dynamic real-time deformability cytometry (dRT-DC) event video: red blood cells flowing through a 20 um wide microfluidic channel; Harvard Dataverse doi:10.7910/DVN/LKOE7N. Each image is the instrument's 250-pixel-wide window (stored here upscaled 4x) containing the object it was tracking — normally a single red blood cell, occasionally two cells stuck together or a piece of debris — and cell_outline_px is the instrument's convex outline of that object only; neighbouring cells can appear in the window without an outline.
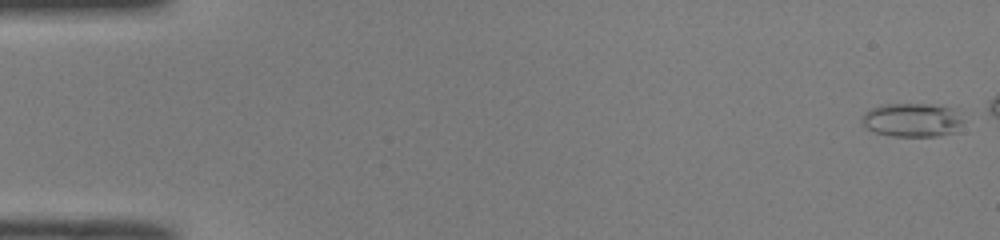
{"species": "common noctule bat (a hibernating species)", "species_latin": "Nyctalus noctula", "temperature_condition": "room temperature", "stored_images_in_passage": 42, "camera_frame_rate_fps": 3000, "um_per_image_px": 0.085, "animal": {"sex": "male", "body_mass_g": 19.0, "forearm_length_mm": 50.8}, "frame": {"image": 1, "passage_image": 1, "time_ms": 0.0, "image_size_px": [1000, 240], "cell_outline_px": [[964, 120], [960, 132], [940, 136], [892, 136], [876, 132], [868, 128], [860, 120], [872, 108], [888, 104], [928, 104], [956, 108], [960, 112]], "centroid_in_image_um": [77.68, 10.21], "position_along_channel_um": 7.3, "area_um2": 20.17}}
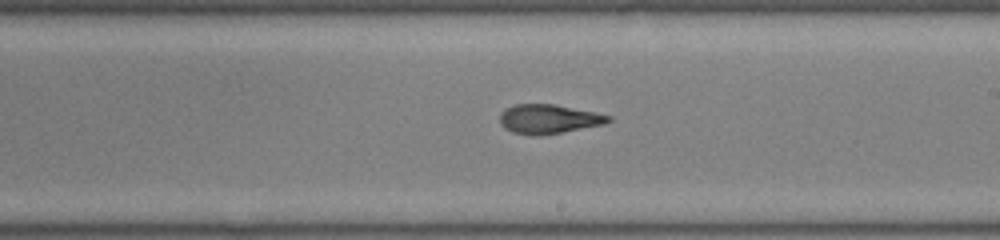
{"frame": {"image": 2, "passage_image": 30, "time_ms": 9.667, "image_size_px": [1000, 240], "cell_outline_px": [[612, 120], [604, 124], [540, 136], [532, 136], [512, 132], [504, 128], [500, 124], [500, 112], [516, 104], [552, 104], [612, 116]], "centroid_in_image_um": [46.6, 10.13], "position_along_channel_um": 242.4, "area_um2": 18.32}}
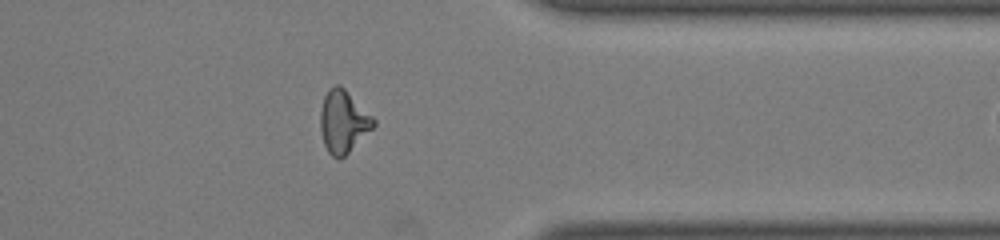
{"frame": {"image": 3, "passage_image": 41, "time_ms": 13.333, "image_size_px": [1000, 240], "cell_outline_px": [[376, 124], [340, 160], [336, 160], [328, 152], [324, 144], [320, 128], [320, 112], [324, 96], [328, 88], [332, 84], [340, 84], [376, 120]], "centroid_in_image_um": [29.15, 10.32], "position_along_channel_um": 382.3, "area_um2": 19.25}}